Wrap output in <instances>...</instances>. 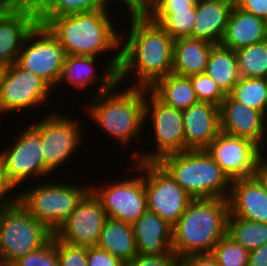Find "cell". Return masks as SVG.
<instances>
[{
    "instance_id": "6da1fadb",
    "label": "cell",
    "mask_w": 267,
    "mask_h": 266,
    "mask_svg": "<svg viewBox=\"0 0 267 266\" xmlns=\"http://www.w3.org/2000/svg\"><path fill=\"white\" fill-rule=\"evenodd\" d=\"M130 21L128 37L121 38L124 44L121 42L118 82L121 84L133 72L137 79L133 87L149 89L172 73L174 40L144 13L132 15Z\"/></svg>"
},
{
    "instance_id": "7a4b0ae2",
    "label": "cell",
    "mask_w": 267,
    "mask_h": 266,
    "mask_svg": "<svg viewBox=\"0 0 267 266\" xmlns=\"http://www.w3.org/2000/svg\"><path fill=\"white\" fill-rule=\"evenodd\" d=\"M108 12L100 9L45 17L39 24L44 25L59 41L66 55L98 57L101 52L121 51L122 34L114 28Z\"/></svg>"
},
{
    "instance_id": "3957f363",
    "label": "cell",
    "mask_w": 267,
    "mask_h": 266,
    "mask_svg": "<svg viewBox=\"0 0 267 266\" xmlns=\"http://www.w3.org/2000/svg\"><path fill=\"white\" fill-rule=\"evenodd\" d=\"M227 199H192L172 227V252L179 258L192 254H211L227 234Z\"/></svg>"
},
{
    "instance_id": "277c9868",
    "label": "cell",
    "mask_w": 267,
    "mask_h": 266,
    "mask_svg": "<svg viewBox=\"0 0 267 266\" xmlns=\"http://www.w3.org/2000/svg\"><path fill=\"white\" fill-rule=\"evenodd\" d=\"M118 85L119 82L110 90L94 95L88 105L90 109L86 111L96 125L124 145L142 133L146 123L145 96L148 89L130 86L128 90L117 92Z\"/></svg>"
},
{
    "instance_id": "5b68a950",
    "label": "cell",
    "mask_w": 267,
    "mask_h": 266,
    "mask_svg": "<svg viewBox=\"0 0 267 266\" xmlns=\"http://www.w3.org/2000/svg\"><path fill=\"white\" fill-rule=\"evenodd\" d=\"M158 163L193 199L228 198L232 180L206 150L169 154Z\"/></svg>"
},
{
    "instance_id": "8992f818",
    "label": "cell",
    "mask_w": 267,
    "mask_h": 266,
    "mask_svg": "<svg viewBox=\"0 0 267 266\" xmlns=\"http://www.w3.org/2000/svg\"><path fill=\"white\" fill-rule=\"evenodd\" d=\"M52 236L19 202L0 208V266H12L44 246Z\"/></svg>"
},
{
    "instance_id": "52a82bcc",
    "label": "cell",
    "mask_w": 267,
    "mask_h": 266,
    "mask_svg": "<svg viewBox=\"0 0 267 266\" xmlns=\"http://www.w3.org/2000/svg\"><path fill=\"white\" fill-rule=\"evenodd\" d=\"M45 182L18 194V202L52 233L68 219L90 186Z\"/></svg>"
},
{
    "instance_id": "ba28073f",
    "label": "cell",
    "mask_w": 267,
    "mask_h": 266,
    "mask_svg": "<svg viewBox=\"0 0 267 266\" xmlns=\"http://www.w3.org/2000/svg\"><path fill=\"white\" fill-rule=\"evenodd\" d=\"M144 178L147 211L174 226L193 199L158 162H134ZM139 170V171H138ZM146 171V173H144ZM148 174V175H147Z\"/></svg>"
},
{
    "instance_id": "9c48e42d",
    "label": "cell",
    "mask_w": 267,
    "mask_h": 266,
    "mask_svg": "<svg viewBox=\"0 0 267 266\" xmlns=\"http://www.w3.org/2000/svg\"><path fill=\"white\" fill-rule=\"evenodd\" d=\"M56 110L48 113L45 118L31 126L40 134L43 159H44V177L50 173L57 172L60 166L78 151L81 147L82 136L80 119L70 120L61 116ZM79 120V121H78ZM56 170V171H55ZM48 175V176H46Z\"/></svg>"
},
{
    "instance_id": "30bf717a",
    "label": "cell",
    "mask_w": 267,
    "mask_h": 266,
    "mask_svg": "<svg viewBox=\"0 0 267 266\" xmlns=\"http://www.w3.org/2000/svg\"><path fill=\"white\" fill-rule=\"evenodd\" d=\"M148 94L150 96L145 97V120L152 119L156 149L154 148L152 153L134 151L132 160L135 159V161L133 162H158L166 155L187 151L182 111L163 104L149 89Z\"/></svg>"
},
{
    "instance_id": "8fae6325",
    "label": "cell",
    "mask_w": 267,
    "mask_h": 266,
    "mask_svg": "<svg viewBox=\"0 0 267 266\" xmlns=\"http://www.w3.org/2000/svg\"><path fill=\"white\" fill-rule=\"evenodd\" d=\"M65 58L66 53L59 41L44 25L37 23L24 39L16 63L36 74L54 89Z\"/></svg>"
},
{
    "instance_id": "7c38bea8",
    "label": "cell",
    "mask_w": 267,
    "mask_h": 266,
    "mask_svg": "<svg viewBox=\"0 0 267 266\" xmlns=\"http://www.w3.org/2000/svg\"><path fill=\"white\" fill-rule=\"evenodd\" d=\"M51 90L43 79L17 63L6 66L0 82V114L45 105Z\"/></svg>"
},
{
    "instance_id": "4fadbf2b",
    "label": "cell",
    "mask_w": 267,
    "mask_h": 266,
    "mask_svg": "<svg viewBox=\"0 0 267 266\" xmlns=\"http://www.w3.org/2000/svg\"><path fill=\"white\" fill-rule=\"evenodd\" d=\"M118 181L103 187L91 184L90 191L100 201L109 218L132 225L147 211L144 178L138 175Z\"/></svg>"
},
{
    "instance_id": "5bb4252c",
    "label": "cell",
    "mask_w": 267,
    "mask_h": 266,
    "mask_svg": "<svg viewBox=\"0 0 267 266\" xmlns=\"http://www.w3.org/2000/svg\"><path fill=\"white\" fill-rule=\"evenodd\" d=\"M18 135L17 141L1 151L8 181L14 188L30 177L44 178L43 147L40 134L31 126Z\"/></svg>"
},
{
    "instance_id": "9a60e30c",
    "label": "cell",
    "mask_w": 267,
    "mask_h": 266,
    "mask_svg": "<svg viewBox=\"0 0 267 266\" xmlns=\"http://www.w3.org/2000/svg\"><path fill=\"white\" fill-rule=\"evenodd\" d=\"M107 218L100 201L89 191L54 234L68 244L96 247Z\"/></svg>"
},
{
    "instance_id": "2e32d148",
    "label": "cell",
    "mask_w": 267,
    "mask_h": 266,
    "mask_svg": "<svg viewBox=\"0 0 267 266\" xmlns=\"http://www.w3.org/2000/svg\"><path fill=\"white\" fill-rule=\"evenodd\" d=\"M206 151L231 180L254 176L263 152L251 141L221 132Z\"/></svg>"
},
{
    "instance_id": "e0dca14e",
    "label": "cell",
    "mask_w": 267,
    "mask_h": 266,
    "mask_svg": "<svg viewBox=\"0 0 267 266\" xmlns=\"http://www.w3.org/2000/svg\"><path fill=\"white\" fill-rule=\"evenodd\" d=\"M219 111L221 132L249 140L262 152L265 151L267 122L260 111L239 103L230 95H226L219 106Z\"/></svg>"
},
{
    "instance_id": "ac0fdd59",
    "label": "cell",
    "mask_w": 267,
    "mask_h": 266,
    "mask_svg": "<svg viewBox=\"0 0 267 266\" xmlns=\"http://www.w3.org/2000/svg\"><path fill=\"white\" fill-rule=\"evenodd\" d=\"M112 59L110 58L100 79L95 70V56H74L66 55L64 60L58 84L65 82L71 84L75 89H84L91 84L97 85V91L94 95L110 90L118 83V69L121 60V51H116ZM93 74V75H92ZM98 79V80H97ZM98 82V83H97ZM99 85V86H98Z\"/></svg>"
},
{
    "instance_id": "d6986e66",
    "label": "cell",
    "mask_w": 267,
    "mask_h": 266,
    "mask_svg": "<svg viewBox=\"0 0 267 266\" xmlns=\"http://www.w3.org/2000/svg\"><path fill=\"white\" fill-rule=\"evenodd\" d=\"M37 23L28 5H0V64L17 62L24 39Z\"/></svg>"
},
{
    "instance_id": "ffe728a7",
    "label": "cell",
    "mask_w": 267,
    "mask_h": 266,
    "mask_svg": "<svg viewBox=\"0 0 267 266\" xmlns=\"http://www.w3.org/2000/svg\"><path fill=\"white\" fill-rule=\"evenodd\" d=\"M186 150H206L221 133L219 107L198 102L182 111Z\"/></svg>"
},
{
    "instance_id": "44dd1931",
    "label": "cell",
    "mask_w": 267,
    "mask_h": 266,
    "mask_svg": "<svg viewBox=\"0 0 267 266\" xmlns=\"http://www.w3.org/2000/svg\"><path fill=\"white\" fill-rule=\"evenodd\" d=\"M227 200L230 216L267 223V191L255 176L233 179Z\"/></svg>"
},
{
    "instance_id": "7402d4cb",
    "label": "cell",
    "mask_w": 267,
    "mask_h": 266,
    "mask_svg": "<svg viewBox=\"0 0 267 266\" xmlns=\"http://www.w3.org/2000/svg\"><path fill=\"white\" fill-rule=\"evenodd\" d=\"M138 255H165L172 252V226L157 214L146 211L133 224Z\"/></svg>"
},
{
    "instance_id": "603a6c76",
    "label": "cell",
    "mask_w": 267,
    "mask_h": 266,
    "mask_svg": "<svg viewBox=\"0 0 267 266\" xmlns=\"http://www.w3.org/2000/svg\"><path fill=\"white\" fill-rule=\"evenodd\" d=\"M265 40H267V21L234 4L220 44L235 51Z\"/></svg>"
},
{
    "instance_id": "cb8c5ba5",
    "label": "cell",
    "mask_w": 267,
    "mask_h": 266,
    "mask_svg": "<svg viewBox=\"0 0 267 266\" xmlns=\"http://www.w3.org/2000/svg\"><path fill=\"white\" fill-rule=\"evenodd\" d=\"M234 1L198 0L192 38L220 44Z\"/></svg>"
},
{
    "instance_id": "d4e9b609",
    "label": "cell",
    "mask_w": 267,
    "mask_h": 266,
    "mask_svg": "<svg viewBox=\"0 0 267 266\" xmlns=\"http://www.w3.org/2000/svg\"><path fill=\"white\" fill-rule=\"evenodd\" d=\"M213 46L191 37L174 40L172 74L183 77L203 74Z\"/></svg>"
},
{
    "instance_id": "484cf974",
    "label": "cell",
    "mask_w": 267,
    "mask_h": 266,
    "mask_svg": "<svg viewBox=\"0 0 267 266\" xmlns=\"http://www.w3.org/2000/svg\"><path fill=\"white\" fill-rule=\"evenodd\" d=\"M97 247L106 250L124 263L131 261L137 255L132 225L108 217L101 231Z\"/></svg>"
},
{
    "instance_id": "4316f807",
    "label": "cell",
    "mask_w": 267,
    "mask_h": 266,
    "mask_svg": "<svg viewBox=\"0 0 267 266\" xmlns=\"http://www.w3.org/2000/svg\"><path fill=\"white\" fill-rule=\"evenodd\" d=\"M149 91L163 104L181 111L199 102L191 79L172 73L158 79Z\"/></svg>"
},
{
    "instance_id": "83f0119b",
    "label": "cell",
    "mask_w": 267,
    "mask_h": 266,
    "mask_svg": "<svg viewBox=\"0 0 267 266\" xmlns=\"http://www.w3.org/2000/svg\"><path fill=\"white\" fill-rule=\"evenodd\" d=\"M204 73L217 83L225 95H229L240 78L235 51L221 44L214 45Z\"/></svg>"
},
{
    "instance_id": "f1b7e54d",
    "label": "cell",
    "mask_w": 267,
    "mask_h": 266,
    "mask_svg": "<svg viewBox=\"0 0 267 266\" xmlns=\"http://www.w3.org/2000/svg\"><path fill=\"white\" fill-rule=\"evenodd\" d=\"M143 13L158 23L173 40L192 38L196 9L144 10Z\"/></svg>"
},
{
    "instance_id": "f546056e",
    "label": "cell",
    "mask_w": 267,
    "mask_h": 266,
    "mask_svg": "<svg viewBox=\"0 0 267 266\" xmlns=\"http://www.w3.org/2000/svg\"><path fill=\"white\" fill-rule=\"evenodd\" d=\"M28 6L40 23L45 17L94 12L103 9L96 0H30Z\"/></svg>"
},
{
    "instance_id": "4dcf8cb0",
    "label": "cell",
    "mask_w": 267,
    "mask_h": 266,
    "mask_svg": "<svg viewBox=\"0 0 267 266\" xmlns=\"http://www.w3.org/2000/svg\"><path fill=\"white\" fill-rule=\"evenodd\" d=\"M227 235L250 252L267 243V223L248 221L229 215Z\"/></svg>"
},
{
    "instance_id": "1f68e13d",
    "label": "cell",
    "mask_w": 267,
    "mask_h": 266,
    "mask_svg": "<svg viewBox=\"0 0 267 266\" xmlns=\"http://www.w3.org/2000/svg\"><path fill=\"white\" fill-rule=\"evenodd\" d=\"M234 100L260 111L267 118V79L240 77L229 94Z\"/></svg>"
},
{
    "instance_id": "d6a6232c",
    "label": "cell",
    "mask_w": 267,
    "mask_h": 266,
    "mask_svg": "<svg viewBox=\"0 0 267 266\" xmlns=\"http://www.w3.org/2000/svg\"><path fill=\"white\" fill-rule=\"evenodd\" d=\"M240 77L267 79V40L235 50Z\"/></svg>"
},
{
    "instance_id": "836d02e7",
    "label": "cell",
    "mask_w": 267,
    "mask_h": 266,
    "mask_svg": "<svg viewBox=\"0 0 267 266\" xmlns=\"http://www.w3.org/2000/svg\"><path fill=\"white\" fill-rule=\"evenodd\" d=\"M249 253L226 234L215 245L211 255L218 266H248Z\"/></svg>"
},
{
    "instance_id": "e575fe53",
    "label": "cell",
    "mask_w": 267,
    "mask_h": 266,
    "mask_svg": "<svg viewBox=\"0 0 267 266\" xmlns=\"http://www.w3.org/2000/svg\"><path fill=\"white\" fill-rule=\"evenodd\" d=\"M199 102H208L220 106L226 95L217 83L205 73L189 76Z\"/></svg>"
},
{
    "instance_id": "d590c367",
    "label": "cell",
    "mask_w": 267,
    "mask_h": 266,
    "mask_svg": "<svg viewBox=\"0 0 267 266\" xmlns=\"http://www.w3.org/2000/svg\"><path fill=\"white\" fill-rule=\"evenodd\" d=\"M12 266H59L55 247V234L41 248L16 261Z\"/></svg>"
},
{
    "instance_id": "8d00e7d4",
    "label": "cell",
    "mask_w": 267,
    "mask_h": 266,
    "mask_svg": "<svg viewBox=\"0 0 267 266\" xmlns=\"http://www.w3.org/2000/svg\"><path fill=\"white\" fill-rule=\"evenodd\" d=\"M55 247L59 266H88L87 247L68 244L61 241L56 235Z\"/></svg>"
},
{
    "instance_id": "74e56055",
    "label": "cell",
    "mask_w": 267,
    "mask_h": 266,
    "mask_svg": "<svg viewBox=\"0 0 267 266\" xmlns=\"http://www.w3.org/2000/svg\"><path fill=\"white\" fill-rule=\"evenodd\" d=\"M179 258L175 254L136 255L125 266H179Z\"/></svg>"
},
{
    "instance_id": "f35d334b",
    "label": "cell",
    "mask_w": 267,
    "mask_h": 266,
    "mask_svg": "<svg viewBox=\"0 0 267 266\" xmlns=\"http://www.w3.org/2000/svg\"><path fill=\"white\" fill-rule=\"evenodd\" d=\"M87 264L88 266H125L122 260L97 246L87 248Z\"/></svg>"
},
{
    "instance_id": "ab89813d",
    "label": "cell",
    "mask_w": 267,
    "mask_h": 266,
    "mask_svg": "<svg viewBox=\"0 0 267 266\" xmlns=\"http://www.w3.org/2000/svg\"><path fill=\"white\" fill-rule=\"evenodd\" d=\"M198 0H145L144 10L196 9Z\"/></svg>"
},
{
    "instance_id": "60d3db41",
    "label": "cell",
    "mask_w": 267,
    "mask_h": 266,
    "mask_svg": "<svg viewBox=\"0 0 267 266\" xmlns=\"http://www.w3.org/2000/svg\"><path fill=\"white\" fill-rule=\"evenodd\" d=\"M14 187L12 184L8 181L5 166L3 162V158L0 156V208L12 205L16 202H18V195L13 196L9 198V195H7ZM7 195V197H6Z\"/></svg>"
},
{
    "instance_id": "b9f144b4",
    "label": "cell",
    "mask_w": 267,
    "mask_h": 266,
    "mask_svg": "<svg viewBox=\"0 0 267 266\" xmlns=\"http://www.w3.org/2000/svg\"><path fill=\"white\" fill-rule=\"evenodd\" d=\"M234 4L238 8L267 21V0H235Z\"/></svg>"
},
{
    "instance_id": "7bdbcfd3",
    "label": "cell",
    "mask_w": 267,
    "mask_h": 266,
    "mask_svg": "<svg viewBox=\"0 0 267 266\" xmlns=\"http://www.w3.org/2000/svg\"><path fill=\"white\" fill-rule=\"evenodd\" d=\"M179 266H218L211 254H192L179 260Z\"/></svg>"
},
{
    "instance_id": "ee69618b",
    "label": "cell",
    "mask_w": 267,
    "mask_h": 266,
    "mask_svg": "<svg viewBox=\"0 0 267 266\" xmlns=\"http://www.w3.org/2000/svg\"><path fill=\"white\" fill-rule=\"evenodd\" d=\"M110 1H117V0H96V2L104 9V10H107L108 11H111L110 6L108 4H110ZM118 1H121L124 7V5L128 8L126 9H129V13L130 15H137V14H140V13H143L144 12V9H145V0H118ZM109 7V8H108Z\"/></svg>"
},
{
    "instance_id": "f6af8a7d",
    "label": "cell",
    "mask_w": 267,
    "mask_h": 266,
    "mask_svg": "<svg viewBox=\"0 0 267 266\" xmlns=\"http://www.w3.org/2000/svg\"><path fill=\"white\" fill-rule=\"evenodd\" d=\"M248 266H267V243L250 251Z\"/></svg>"
},
{
    "instance_id": "bcb514c9",
    "label": "cell",
    "mask_w": 267,
    "mask_h": 266,
    "mask_svg": "<svg viewBox=\"0 0 267 266\" xmlns=\"http://www.w3.org/2000/svg\"><path fill=\"white\" fill-rule=\"evenodd\" d=\"M266 154L258 161L254 176L261 182L267 191V159Z\"/></svg>"
},
{
    "instance_id": "7dc6e473",
    "label": "cell",
    "mask_w": 267,
    "mask_h": 266,
    "mask_svg": "<svg viewBox=\"0 0 267 266\" xmlns=\"http://www.w3.org/2000/svg\"><path fill=\"white\" fill-rule=\"evenodd\" d=\"M30 0H0V5H28Z\"/></svg>"
},
{
    "instance_id": "c3c4849f",
    "label": "cell",
    "mask_w": 267,
    "mask_h": 266,
    "mask_svg": "<svg viewBox=\"0 0 267 266\" xmlns=\"http://www.w3.org/2000/svg\"><path fill=\"white\" fill-rule=\"evenodd\" d=\"M4 70H5V66L0 64V82H1V78H2Z\"/></svg>"
}]
</instances>
